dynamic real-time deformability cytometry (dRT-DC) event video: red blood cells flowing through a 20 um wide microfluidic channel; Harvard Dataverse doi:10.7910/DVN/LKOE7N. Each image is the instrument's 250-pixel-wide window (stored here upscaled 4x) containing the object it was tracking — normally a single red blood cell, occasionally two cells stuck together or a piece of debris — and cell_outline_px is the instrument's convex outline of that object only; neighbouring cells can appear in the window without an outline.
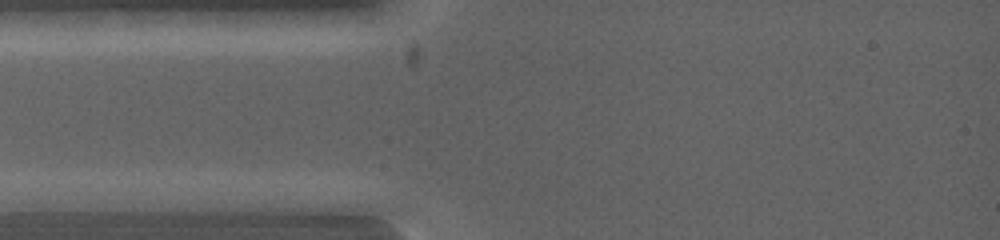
{"species": "common noctule bat (a hibernating species)", "species_latin": "Nyctalus noctula", "temperature_condition": "warm", "stored_images_in_passage": 3, "segment_of_instrument_passage": [1, 2], "camera_frame_rate_fps": 5000, "um_per_image_px": 0.085, "animal": {"sex": "female", "body_mass_g": 19.0, "forearm_length_mm": 53.3}, "frame": {"image": 1, "passage_image": 1, "time_ms": 0.0, "image_size_px": [1000, 240], "cell_outline_px": [[128, 200], [112, 212], [20, 212], [12, 200], [64, 192], [120, 192]], "centroid_in_image_um": [6.14, 17.21], "position_along_channel_um": 78.9, "area_um2": 13.99}}